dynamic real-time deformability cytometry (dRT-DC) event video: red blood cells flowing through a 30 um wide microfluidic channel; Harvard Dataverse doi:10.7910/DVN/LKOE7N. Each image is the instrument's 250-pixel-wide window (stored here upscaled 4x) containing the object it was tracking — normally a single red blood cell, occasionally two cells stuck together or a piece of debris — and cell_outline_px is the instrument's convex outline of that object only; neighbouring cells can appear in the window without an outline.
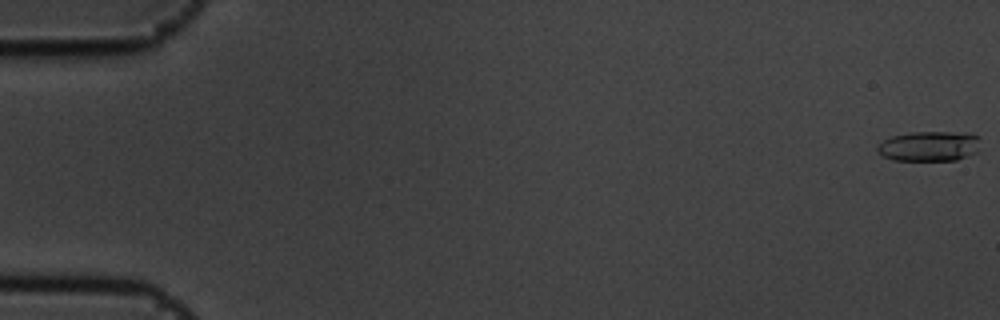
{"species": "common noctule bat (a hibernating species)", "species_latin": "Nyctalus noctula", "temperature_condition": "cold", "stored_images_in_passage": 57, "camera_frame_rate_fps": 3000, "um_per_image_px": 0.085, "animal": {"sex": "male", "body_mass_g": 19.5, "forearm_length_mm": 54.6}, "frame": {"image": 1, "passage_image": 1, "time_ms": 0.0, "image_size_px": [1000, 320], "cell_outline_px": [[980, 136], [976, 152], [968, 156], [956, 160], [892, 160], [880, 156], [876, 148], [884, 140], [892, 136], [912, 132], [972, 132]], "centroid_in_image_um": [79.0, 12.42], "position_along_channel_um": 6.0, "area_um2": 18.21}}
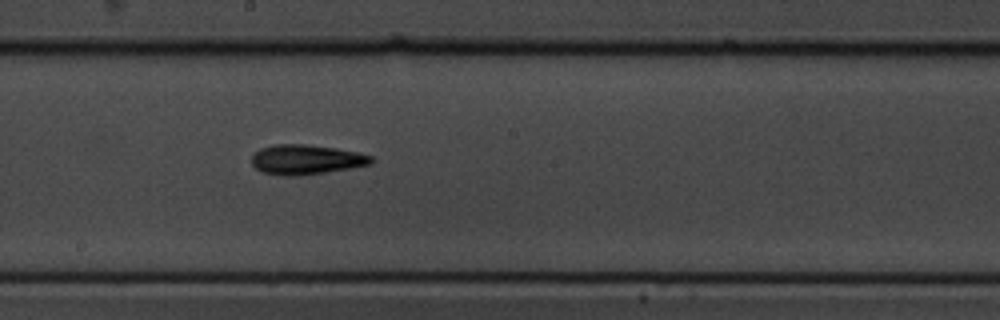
{"frame": {"image": 2, "passage_image": 32, "time_ms": 10.333, "image_size_px": [1000, 320], "cell_outline_px": [[376, 160], [372, 164], [352, 168], [324, 172], [292, 176], [284, 176], [264, 172], [256, 168], [252, 164], [252, 156], [260, 148], [276, 144], [304, 144], [336, 148], [360, 152], [372, 156]], "centroid_in_image_um": [26.08, 13.55], "position_along_channel_um": 222.1, "area_um2": 20.75}}
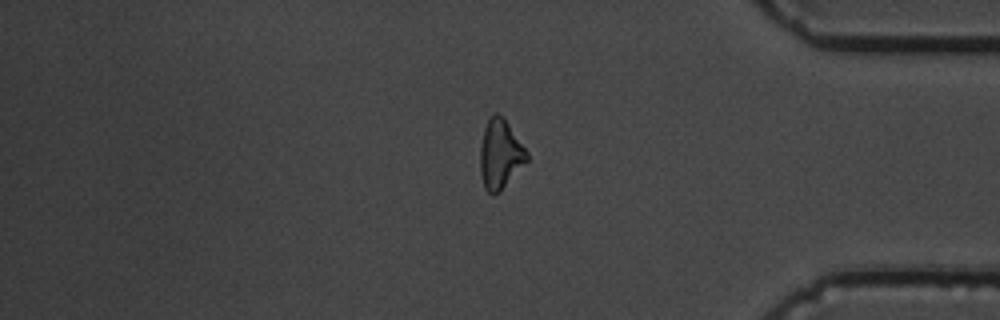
{"frame": {"image": 3, "passage_image": 48, "time_ms": 15.667, "image_size_px": [1000, 320], "cell_outline_px": [[528, 160], [500, 192], [492, 196], [484, 188], [480, 172], [480, 148], [484, 128], [492, 112], [496, 112], [504, 116], [528, 152]], "centroid_in_image_um": [42.51, 13.1], "position_along_channel_um": 392.7, "area_um2": 19.13}, "authors_computed_cell_mechanics": {"area_um2": 18.7272, "velocity_mm_per_s": 3.6061, "shape_relaxation_time_tau1_ms": 2.7942, "shape_relaxation_time_tau2_ms": null, "deformation_change_tau1": 0.1558, "deformation_change_tau2": null}}